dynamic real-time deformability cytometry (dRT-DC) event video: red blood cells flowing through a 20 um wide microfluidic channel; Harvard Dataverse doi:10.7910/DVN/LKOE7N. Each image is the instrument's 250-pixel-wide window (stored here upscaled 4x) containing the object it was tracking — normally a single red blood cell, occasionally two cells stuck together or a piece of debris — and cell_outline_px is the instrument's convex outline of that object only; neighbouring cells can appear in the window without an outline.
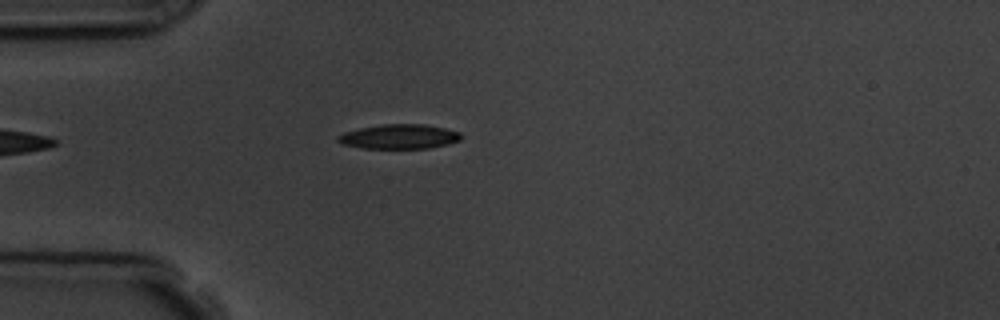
{"species": "common noctule bat (a hibernating species)", "species_latin": "Nyctalus noctula", "temperature_condition": "room temperature", "stored_images_in_passage": 4, "camera_frame_rate_fps": 3000, "um_per_image_px": 0.085, "animal": {"sex": "male", "body_mass_g": 19.5, "forearm_length_mm": 54.6}, "frame": {"image": 1, "passage_image": 2, "time_ms": 1.333, "image_size_px": [1000, 320], "cell_outline_px": [[460, 140], [448, 144], [428, 148], [364, 148], [340, 144], [336, 140], [336, 136], [344, 132], [360, 128], [380, 124], [424, 124], [444, 128], [460, 132]], "centroid_in_image_um": [33.89, 11.61], "position_along_channel_um": 51.1, "area_um2": 17.63}}